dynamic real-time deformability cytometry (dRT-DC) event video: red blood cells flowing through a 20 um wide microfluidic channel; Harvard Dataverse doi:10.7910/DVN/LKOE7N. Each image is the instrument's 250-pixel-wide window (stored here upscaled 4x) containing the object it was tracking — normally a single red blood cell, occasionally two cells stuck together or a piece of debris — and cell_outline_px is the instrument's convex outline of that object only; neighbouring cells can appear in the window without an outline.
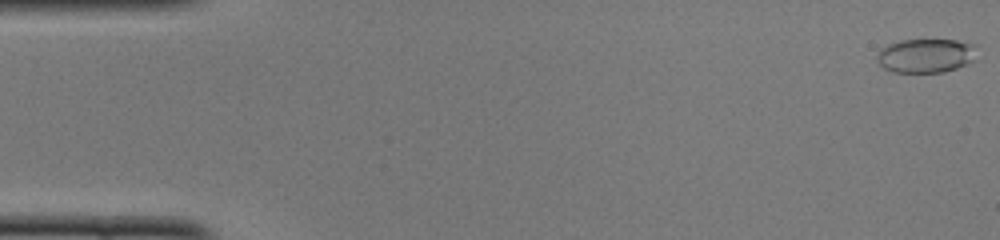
{"species": "common noctule bat (a hibernating species)", "species_latin": "Nyctalus noctula", "temperature_condition": "cold", "stored_images_in_passage": 50, "camera_frame_rate_fps": 3000, "um_per_image_px": 0.085, "animal": {"sex": "female", "body_mass_g": 22.0, "forearm_length_mm": 56.7}, "frame": {"image": 1, "passage_image": 1, "time_ms": 0.0, "image_size_px": [1000, 240], "cell_outline_px": [[976, 44], [972, 60], [956, 68], [944, 72], [892, 72], [884, 68], [876, 60], [876, 56], [888, 44], [900, 40], [956, 40]], "centroid_in_image_um": [78.67, 4.73], "position_along_channel_um": 6.3, "area_um2": 19.54}}
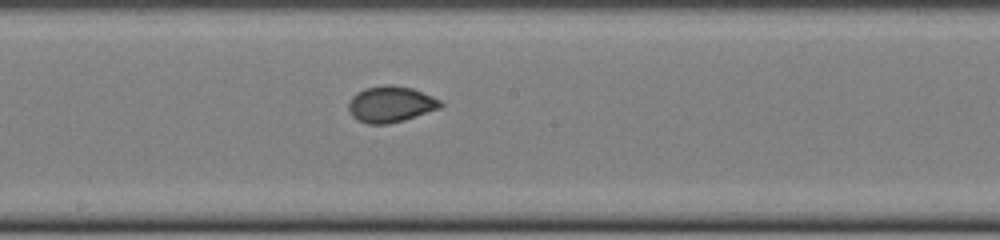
{"frame": {"image": 2, "passage_image": 27, "time_ms": 8.667, "image_size_px": [1000, 240], "cell_outline_px": [[444, 104], [440, 108], [404, 120], [388, 124], [368, 124], [356, 120], [352, 116], [348, 108], [348, 100], [356, 92], [364, 88], [384, 84], [392, 84], [412, 88], [432, 96], [440, 100]], "centroid_in_image_um": [33.17, 8.85], "position_along_channel_um": 215.0, "area_um2": 19.59}}
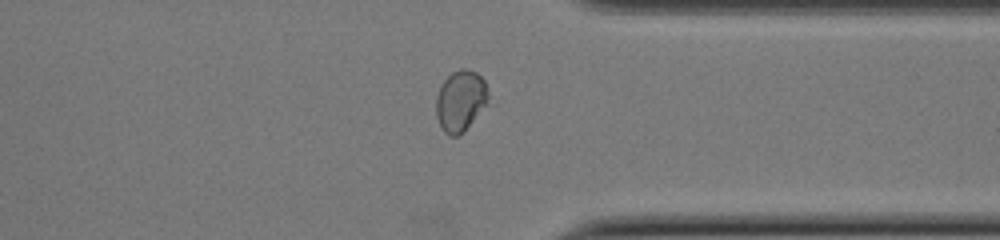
{"frame": {"image": 3, "passage_image": 39, "time_ms": 12.667, "image_size_px": [1000, 240], "cell_outline_px": [[488, 104], [464, 132], [456, 136], [448, 136], [444, 132], [436, 116], [436, 96], [444, 80], [452, 72], [460, 68], [464, 68], [476, 72], [484, 80], [488, 92]], "centroid_in_image_um": [39.15, 8.58], "position_along_channel_um": 372.2, "area_um2": 18.67}, "authors_computed_cell_mechanics": {"area_um2": 19.5364, "velocity_mm_per_s": 3.9937, "shape_relaxation_time_tau1_ms": 6.8464, "shape_relaxation_time_tau2_ms": null, "deformation_change_tau1": 0.1473, "deformation_change_tau2": null}}